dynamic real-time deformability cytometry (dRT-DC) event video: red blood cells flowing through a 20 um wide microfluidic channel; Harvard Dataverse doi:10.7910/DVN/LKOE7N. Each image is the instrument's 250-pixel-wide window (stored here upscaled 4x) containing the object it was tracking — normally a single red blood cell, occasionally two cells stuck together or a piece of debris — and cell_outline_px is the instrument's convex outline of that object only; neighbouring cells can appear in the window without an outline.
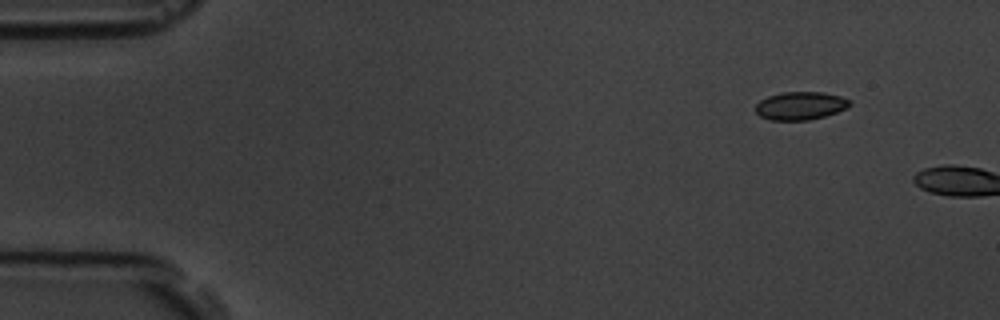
{"species": "common noctule bat (a hibernating species)", "species_latin": "Nyctalus noctula", "temperature_condition": "room temperature", "stored_images_in_passage": 2, "camera_frame_rate_fps": 3000, "um_per_image_px": 0.085, "animal": {"sex": "male", "body_mass_g": 19.5, "forearm_length_mm": 54.6}, "frame": {"image": 1, "passage_image": 1, "time_ms": 0.0, "image_size_px": [1000, 320], "cell_outline_px": [[852, 104], [848, 108], [824, 116], [808, 120], [768, 120], [760, 116], [756, 112], [756, 104], [760, 100], [768, 96], [784, 92], [824, 92], [840, 96], [852, 100]], "centroid_in_image_um": [68.06, 8.98], "position_along_channel_um": 16.9, "area_um2": 15.49}}